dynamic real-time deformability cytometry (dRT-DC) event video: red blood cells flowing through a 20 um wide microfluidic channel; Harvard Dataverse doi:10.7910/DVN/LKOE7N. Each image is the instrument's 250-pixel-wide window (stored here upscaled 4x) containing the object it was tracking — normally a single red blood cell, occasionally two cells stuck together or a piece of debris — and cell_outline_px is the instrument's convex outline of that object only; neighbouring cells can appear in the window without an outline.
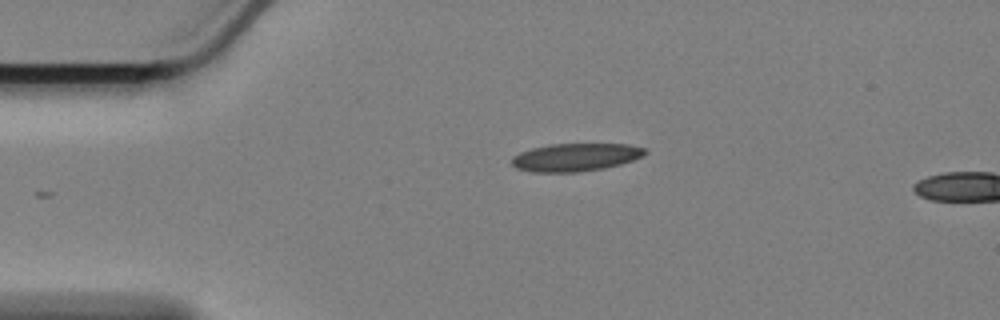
{"species": "Egyptian fruit bat (a non-hibernating species)", "species_latin": "Rousettus aegyptiacus", "temperature_condition": "cold", "stored_images_in_passage": 3, "camera_frame_rate_fps": 3000, "um_per_image_px": 0.085, "animal": {"sex": "female"}, "frame": {"image": 1, "passage_image": 1, "time_ms": 0.0, "image_size_px": [1000, 320], "cell_outline_px": [[648, 152], [644, 156], [620, 164], [604, 168], [576, 172], [528, 172], [516, 168], [512, 164], [512, 156], [520, 152], [532, 148], [552, 144], [628, 144], [644, 148]], "centroid_in_image_um": [48.91, 13.37], "position_along_channel_um": 36.1, "area_um2": 21.68}}